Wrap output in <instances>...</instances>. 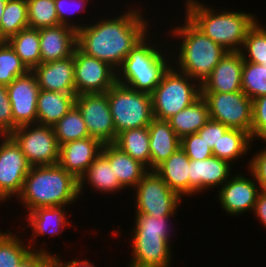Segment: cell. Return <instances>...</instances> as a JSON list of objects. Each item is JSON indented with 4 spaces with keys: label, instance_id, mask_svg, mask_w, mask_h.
Returning a JSON list of instances; mask_svg holds the SVG:
<instances>
[{
    "label": "cell",
    "instance_id": "cell-1",
    "mask_svg": "<svg viewBox=\"0 0 266 267\" xmlns=\"http://www.w3.org/2000/svg\"><path fill=\"white\" fill-rule=\"evenodd\" d=\"M141 11L136 4L119 16H102L86 24L77 30V48L117 70L129 51L150 31L151 22Z\"/></svg>",
    "mask_w": 266,
    "mask_h": 267
},
{
    "label": "cell",
    "instance_id": "cell-2",
    "mask_svg": "<svg viewBox=\"0 0 266 267\" xmlns=\"http://www.w3.org/2000/svg\"><path fill=\"white\" fill-rule=\"evenodd\" d=\"M78 198L79 180L55 164L31 166L17 201L30 212L41 207L73 206Z\"/></svg>",
    "mask_w": 266,
    "mask_h": 267
},
{
    "label": "cell",
    "instance_id": "cell-3",
    "mask_svg": "<svg viewBox=\"0 0 266 267\" xmlns=\"http://www.w3.org/2000/svg\"><path fill=\"white\" fill-rule=\"evenodd\" d=\"M199 0H184L186 16L199 30L227 51H240L248 30L256 23L253 13L238 10H219L200 3ZM206 4V5H205ZM217 9V10H216ZM219 10V11H218Z\"/></svg>",
    "mask_w": 266,
    "mask_h": 267
},
{
    "label": "cell",
    "instance_id": "cell-4",
    "mask_svg": "<svg viewBox=\"0 0 266 267\" xmlns=\"http://www.w3.org/2000/svg\"><path fill=\"white\" fill-rule=\"evenodd\" d=\"M184 19L182 25L170 27L167 31V35L180 42H177L178 50H174L177 57L172 56V64L177 70L202 84L228 51L207 37L186 16Z\"/></svg>",
    "mask_w": 266,
    "mask_h": 267
},
{
    "label": "cell",
    "instance_id": "cell-5",
    "mask_svg": "<svg viewBox=\"0 0 266 267\" xmlns=\"http://www.w3.org/2000/svg\"><path fill=\"white\" fill-rule=\"evenodd\" d=\"M150 33L137 42L117 69V83L149 94L160 84L164 73L172 65V55L165 54L168 48L158 46L155 38L150 39L153 32Z\"/></svg>",
    "mask_w": 266,
    "mask_h": 267
},
{
    "label": "cell",
    "instance_id": "cell-6",
    "mask_svg": "<svg viewBox=\"0 0 266 267\" xmlns=\"http://www.w3.org/2000/svg\"><path fill=\"white\" fill-rule=\"evenodd\" d=\"M200 96L201 84L177 70L172 64L151 93L153 117L168 120Z\"/></svg>",
    "mask_w": 266,
    "mask_h": 267
},
{
    "label": "cell",
    "instance_id": "cell-7",
    "mask_svg": "<svg viewBox=\"0 0 266 267\" xmlns=\"http://www.w3.org/2000/svg\"><path fill=\"white\" fill-rule=\"evenodd\" d=\"M117 135L128 129L148 127L153 117L151 94L115 83L107 92Z\"/></svg>",
    "mask_w": 266,
    "mask_h": 267
},
{
    "label": "cell",
    "instance_id": "cell-8",
    "mask_svg": "<svg viewBox=\"0 0 266 267\" xmlns=\"http://www.w3.org/2000/svg\"><path fill=\"white\" fill-rule=\"evenodd\" d=\"M133 190L135 214L159 218L160 215H176L179 212L182 198L154 170H149Z\"/></svg>",
    "mask_w": 266,
    "mask_h": 267
},
{
    "label": "cell",
    "instance_id": "cell-9",
    "mask_svg": "<svg viewBox=\"0 0 266 267\" xmlns=\"http://www.w3.org/2000/svg\"><path fill=\"white\" fill-rule=\"evenodd\" d=\"M10 136L19 145L31 166L58 164L60 146L53 127L23 125L17 127Z\"/></svg>",
    "mask_w": 266,
    "mask_h": 267
},
{
    "label": "cell",
    "instance_id": "cell-10",
    "mask_svg": "<svg viewBox=\"0 0 266 267\" xmlns=\"http://www.w3.org/2000/svg\"><path fill=\"white\" fill-rule=\"evenodd\" d=\"M206 101L210 119L229 128L241 129L251 136L252 99L243 91L233 93H201Z\"/></svg>",
    "mask_w": 266,
    "mask_h": 267
},
{
    "label": "cell",
    "instance_id": "cell-11",
    "mask_svg": "<svg viewBox=\"0 0 266 267\" xmlns=\"http://www.w3.org/2000/svg\"><path fill=\"white\" fill-rule=\"evenodd\" d=\"M0 202L17 198L31 165L10 135H0Z\"/></svg>",
    "mask_w": 266,
    "mask_h": 267
},
{
    "label": "cell",
    "instance_id": "cell-12",
    "mask_svg": "<svg viewBox=\"0 0 266 267\" xmlns=\"http://www.w3.org/2000/svg\"><path fill=\"white\" fill-rule=\"evenodd\" d=\"M76 95L106 93L117 82V70L88 56L77 47L73 53Z\"/></svg>",
    "mask_w": 266,
    "mask_h": 267
},
{
    "label": "cell",
    "instance_id": "cell-13",
    "mask_svg": "<svg viewBox=\"0 0 266 267\" xmlns=\"http://www.w3.org/2000/svg\"><path fill=\"white\" fill-rule=\"evenodd\" d=\"M75 105L83 116L90 137L99 139L103 144L115 142L117 133L107 93L76 95Z\"/></svg>",
    "mask_w": 266,
    "mask_h": 267
},
{
    "label": "cell",
    "instance_id": "cell-14",
    "mask_svg": "<svg viewBox=\"0 0 266 267\" xmlns=\"http://www.w3.org/2000/svg\"><path fill=\"white\" fill-rule=\"evenodd\" d=\"M232 175L218 190L217 200L222 210L230 216L242 215L248 211L253 213L260 186L250 173Z\"/></svg>",
    "mask_w": 266,
    "mask_h": 267
},
{
    "label": "cell",
    "instance_id": "cell-15",
    "mask_svg": "<svg viewBox=\"0 0 266 267\" xmlns=\"http://www.w3.org/2000/svg\"><path fill=\"white\" fill-rule=\"evenodd\" d=\"M34 73L29 70L7 85L13 122L16 127L37 124V97L39 93Z\"/></svg>",
    "mask_w": 266,
    "mask_h": 267
},
{
    "label": "cell",
    "instance_id": "cell-16",
    "mask_svg": "<svg viewBox=\"0 0 266 267\" xmlns=\"http://www.w3.org/2000/svg\"><path fill=\"white\" fill-rule=\"evenodd\" d=\"M243 64L244 59L240 51H228L201 84V93L242 91Z\"/></svg>",
    "mask_w": 266,
    "mask_h": 267
},
{
    "label": "cell",
    "instance_id": "cell-17",
    "mask_svg": "<svg viewBox=\"0 0 266 267\" xmlns=\"http://www.w3.org/2000/svg\"><path fill=\"white\" fill-rule=\"evenodd\" d=\"M232 167L234 168L228 161L216 156L190 160L189 196L207 192L210 188L219 189L232 176Z\"/></svg>",
    "mask_w": 266,
    "mask_h": 267
},
{
    "label": "cell",
    "instance_id": "cell-18",
    "mask_svg": "<svg viewBox=\"0 0 266 267\" xmlns=\"http://www.w3.org/2000/svg\"><path fill=\"white\" fill-rule=\"evenodd\" d=\"M103 143L86 137L60 145L58 164L79 180L89 165L101 154Z\"/></svg>",
    "mask_w": 266,
    "mask_h": 267
},
{
    "label": "cell",
    "instance_id": "cell-19",
    "mask_svg": "<svg viewBox=\"0 0 266 267\" xmlns=\"http://www.w3.org/2000/svg\"><path fill=\"white\" fill-rule=\"evenodd\" d=\"M131 238L130 263L149 267L172 266L173 249L161 235H132Z\"/></svg>",
    "mask_w": 266,
    "mask_h": 267
},
{
    "label": "cell",
    "instance_id": "cell-20",
    "mask_svg": "<svg viewBox=\"0 0 266 267\" xmlns=\"http://www.w3.org/2000/svg\"><path fill=\"white\" fill-rule=\"evenodd\" d=\"M41 90L75 93L74 57L40 63L31 70Z\"/></svg>",
    "mask_w": 266,
    "mask_h": 267
},
{
    "label": "cell",
    "instance_id": "cell-21",
    "mask_svg": "<svg viewBox=\"0 0 266 267\" xmlns=\"http://www.w3.org/2000/svg\"><path fill=\"white\" fill-rule=\"evenodd\" d=\"M67 206H56V207H41L30 212H25L27 218L25 219L28 226L33 232L32 237H30V241H28L29 246L32 248V251H42L45 253H49L46 247H35L32 245L35 240V237L39 238L41 235H49L53 238V236L57 237L62 234L63 230L66 226L70 227L72 224L69 220V216L67 214ZM28 213V215H27ZM68 216V218H66ZM34 247V248H33Z\"/></svg>",
    "mask_w": 266,
    "mask_h": 267
},
{
    "label": "cell",
    "instance_id": "cell-22",
    "mask_svg": "<svg viewBox=\"0 0 266 267\" xmlns=\"http://www.w3.org/2000/svg\"><path fill=\"white\" fill-rule=\"evenodd\" d=\"M41 63L72 56L77 47V31L66 25L39 29Z\"/></svg>",
    "mask_w": 266,
    "mask_h": 267
},
{
    "label": "cell",
    "instance_id": "cell-23",
    "mask_svg": "<svg viewBox=\"0 0 266 267\" xmlns=\"http://www.w3.org/2000/svg\"><path fill=\"white\" fill-rule=\"evenodd\" d=\"M150 140V170H154L180 148L181 138L168 120L153 118L148 126Z\"/></svg>",
    "mask_w": 266,
    "mask_h": 267
},
{
    "label": "cell",
    "instance_id": "cell-24",
    "mask_svg": "<svg viewBox=\"0 0 266 267\" xmlns=\"http://www.w3.org/2000/svg\"><path fill=\"white\" fill-rule=\"evenodd\" d=\"M101 153L109 160L120 185L133 190L142 177L149 171L143 164L123 152L114 143L103 145Z\"/></svg>",
    "mask_w": 266,
    "mask_h": 267
},
{
    "label": "cell",
    "instance_id": "cell-25",
    "mask_svg": "<svg viewBox=\"0 0 266 267\" xmlns=\"http://www.w3.org/2000/svg\"><path fill=\"white\" fill-rule=\"evenodd\" d=\"M190 159L181 147L154 171L182 199L189 196Z\"/></svg>",
    "mask_w": 266,
    "mask_h": 267
},
{
    "label": "cell",
    "instance_id": "cell-26",
    "mask_svg": "<svg viewBox=\"0 0 266 267\" xmlns=\"http://www.w3.org/2000/svg\"><path fill=\"white\" fill-rule=\"evenodd\" d=\"M89 184L91 189L100 194H116L123 191L117 176L114 174L109 160L101 153L88 167L86 173L79 179V197Z\"/></svg>",
    "mask_w": 266,
    "mask_h": 267
},
{
    "label": "cell",
    "instance_id": "cell-27",
    "mask_svg": "<svg viewBox=\"0 0 266 267\" xmlns=\"http://www.w3.org/2000/svg\"><path fill=\"white\" fill-rule=\"evenodd\" d=\"M76 94L39 90L37 124L53 127L75 104Z\"/></svg>",
    "mask_w": 266,
    "mask_h": 267
},
{
    "label": "cell",
    "instance_id": "cell-28",
    "mask_svg": "<svg viewBox=\"0 0 266 267\" xmlns=\"http://www.w3.org/2000/svg\"><path fill=\"white\" fill-rule=\"evenodd\" d=\"M210 119L206 101L200 96L194 103L168 119L174 132L180 137L197 133Z\"/></svg>",
    "mask_w": 266,
    "mask_h": 267
},
{
    "label": "cell",
    "instance_id": "cell-29",
    "mask_svg": "<svg viewBox=\"0 0 266 267\" xmlns=\"http://www.w3.org/2000/svg\"><path fill=\"white\" fill-rule=\"evenodd\" d=\"M251 142L253 143V140L248 132L229 128L218 141V145L213 147L212 153L213 156L226 160L232 165V162L235 164L236 160L248 155L247 153L252 150Z\"/></svg>",
    "mask_w": 266,
    "mask_h": 267
},
{
    "label": "cell",
    "instance_id": "cell-30",
    "mask_svg": "<svg viewBox=\"0 0 266 267\" xmlns=\"http://www.w3.org/2000/svg\"><path fill=\"white\" fill-rule=\"evenodd\" d=\"M114 144L150 170V140L148 127L125 130L117 135Z\"/></svg>",
    "mask_w": 266,
    "mask_h": 267
},
{
    "label": "cell",
    "instance_id": "cell-31",
    "mask_svg": "<svg viewBox=\"0 0 266 267\" xmlns=\"http://www.w3.org/2000/svg\"><path fill=\"white\" fill-rule=\"evenodd\" d=\"M6 42L29 70L41 63L39 29L27 27L8 38Z\"/></svg>",
    "mask_w": 266,
    "mask_h": 267
},
{
    "label": "cell",
    "instance_id": "cell-32",
    "mask_svg": "<svg viewBox=\"0 0 266 267\" xmlns=\"http://www.w3.org/2000/svg\"><path fill=\"white\" fill-rule=\"evenodd\" d=\"M29 27L26 0H7L0 25V41Z\"/></svg>",
    "mask_w": 266,
    "mask_h": 267
},
{
    "label": "cell",
    "instance_id": "cell-33",
    "mask_svg": "<svg viewBox=\"0 0 266 267\" xmlns=\"http://www.w3.org/2000/svg\"><path fill=\"white\" fill-rule=\"evenodd\" d=\"M19 234L0 230V267H17L31 252Z\"/></svg>",
    "mask_w": 266,
    "mask_h": 267
},
{
    "label": "cell",
    "instance_id": "cell-34",
    "mask_svg": "<svg viewBox=\"0 0 266 267\" xmlns=\"http://www.w3.org/2000/svg\"><path fill=\"white\" fill-rule=\"evenodd\" d=\"M59 146L78 139L90 137L83 116L74 104L53 126Z\"/></svg>",
    "mask_w": 266,
    "mask_h": 267
},
{
    "label": "cell",
    "instance_id": "cell-35",
    "mask_svg": "<svg viewBox=\"0 0 266 267\" xmlns=\"http://www.w3.org/2000/svg\"><path fill=\"white\" fill-rule=\"evenodd\" d=\"M240 52L244 61L266 67V26L257 20L248 30Z\"/></svg>",
    "mask_w": 266,
    "mask_h": 267
},
{
    "label": "cell",
    "instance_id": "cell-36",
    "mask_svg": "<svg viewBox=\"0 0 266 267\" xmlns=\"http://www.w3.org/2000/svg\"><path fill=\"white\" fill-rule=\"evenodd\" d=\"M134 216L132 235H161V237L172 244L171 238L173 236L171 233L173 232L171 229L173 227L170 222L173 220L170 219L174 218L175 215H160L159 218L147 214H135Z\"/></svg>",
    "mask_w": 266,
    "mask_h": 267
},
{
    "label": "cell",
    "instance_id": "cell-37",
    "mask_svg": "<svg viewBox=\"0 0 266 267\" xmlns=\"http://www.w3.org/2000/svg\"><path fill=\"white\" fill-rule=\"evenodd\" d=\"M28 23L31 28L60 25L54 0H26Z\"/></svg>",
    "mask_w": 266,
    "mask_h": 267
},
{
    "label": "cell",
    "instance_id": "cell-38",
    "mask_svg": "<svg viewBox=\"0 0 266 267\" xmlns=\"http://www.w3.org/2000/svg\"><path fill=\"white\" fill-rule=\"evenodd\" d=\"M29 71L6 41H0V84L9 85Z\"/></svg>",
    "mask_w": 266,
    "mask_h": 267
},
{
    "label": "cell",
    "instance_id": "cell-39",
    "mask_svg": "<svg viewBox=\"0 0 266 267\" xmlns=\"http://www.w3.org/2000/svg\"><path fill=\"white\" fill-rule=\"evenodd\" d=\"M242 91L252 100L266 95V67L244 61L242 67Z\"/></svg>",
    "mask_w": 266,
    "mask_h": 267
},
{
    "label": "cell",
    "instance_id": "cell-40",
    "mask_svg": "<svg viewBox=\"0 0 266 267\" xmlns=\"http://www.w3.org/2000/svg\"><path fill=\"white\" fill-rule=\"evenodd\" d=\"M54 1H55V8L57 10V17L61 25L72 27L76 31L86 25L84 23L81 24L82 22L79 23L77 19L75 23V19L74 18L72 19L71 16L79 14V12L80 13L85 12L87 10L85 7L86 6L88 7L89 0H54Z\"/></svg>",
    "mask_w": 266,
    "mask_h": 267
},
{
    "label": "cell",
    "instance_id": "cell-41",
    "mask_svg": "<svg viewBox=\"0 0 266 267\" xmlns=\"http://www.w3.org/2000/svg\"><path fill=\"white\" fill-rule=\"evenodd\" d=\"M251 138L266 141V95L252 100Z\"/></svg>",
    "mask_w": 266,
    "mask_h": 267
},
{
    "label": "cell",
    "instance_id": "cell-42",
    "mask_svg": "<svg viewBox=\"0 0 266 267\" xmlns=\"http://www.w3.org/2000/svg\"><path fill=\"white\" fill-rule=\"evenodd\" d=\"M180 147L190 160H204L213 156L212 149L198 133L182 137Z\"/></svg>",
    "mask_w": 266,
    "mask_h": 267
},
{
    "label": "cell",
    "instance_id": "cell-43",
    "mask_svg": "<svg viewBox=\"0 0 266 267\" xmlns=\"http://www.w3.org/2000/svg\"><path fill=\"white\" fill-rule=\"evenodd\" d=\"M16 128L7 86L0 84V135H10Z\"/></svg>",
    "mask_w": 266,
    "mask_h": 267
},
{
    "label": "cell",
    "instance_id": "cell-44",
    "mask_svg": "<svg viewBox=\"0 0 266 267\" xmlns=\"http://www.w3.org/2000/svg\"><path fill=\"white\" fill-rule=\"evenodd\" d=\"M263 147L257 153H254L251 160H248L246 168L254 176L260 186V190L266 191V145Z\"/></svg>",
    "mask_w": 266,
    "mask_h": 267
},
{
    "label": "cell",
    "instance_id": "cell-45",
    "mask_svg": "<svg viewBox=\"0 0 266 267\" xmlns=\"http://www.w3.org/2000/svg\"><path fill=\"white\" fill-rule=\"evenodd\" d=\"M228 129V126L209 119L197 133L206 142V144L213 149L214 146L218 145V141Z\"/></svg>",
    "mask_w": 266,
    "mask_h": 267
},
{
    "label": "cell",
    "instance_id": "cell-46",
    "mask_svg": "<svg viewBox=\"0 0 266 267\" xmlns=\"http://www.w3.org/2000/svg\"><path fill=\"white\" fill-rule=\"evenodd\" d=\"M253 213L258 221L266 228V191L261 190L258 194Z\"/></svg>",
    "mask_w": 266,
    "mask_h": 267
},
{
    "label": "cell",
    "instance_id": "cell-47",
    "mask_svg": "<svg viewBox=\"0 0 266 267\" xmlns=\"http://www.w3.org/2000/svg\"><path fill=\"white\" fill-rule=\"evenodd\" d=\"M17 267H45V252L32 251Z\"/></svg>",
    "mask_w": 266,
    "mask_h": 267
},
{
    "label": "cell",
    "instance_id": "cell-48",
    "mask_svg": "<svg viewBox=\"0 0 266 267\" xmlns=\"http://www.w3.org/2000/svg\"><path fill=\"white\" fill-rule=\"evenodd\" d=\"M45 267H71V262L61 259L58 254L45 253Z\"/></svg>",
    "mask_w": 266,
    "mask_h": 267
},
{
    "label": "cell",
    "instance_id": "cell-49",
    "mask_svg": "<svg viewBox=\"0 0 266 267\" xmlns=\"http://www.w3.org/2000/svg\"><path fill=\"white\" fill-rule=\"evenodd\" d=\"M70 262H71V267H96L93 262H91L86 258L83 260L82 259L78 260V258L77 259L75 258Z\"/></svg>",
    "mask_w": 266,
    "mask_h": 267
},
{
    "label": "cell",
    "instance_id": "cell-50",
    "mask_svg": "<svg viewBox=\"0 0 266 267\" xmlns=\"http://www.w3.org/2000/svg\"><path fill=\"white\" fill-rule=\"evenodd\" d=\"M7 0H0V25H1V18L3 15V10L6 5Z\"/></svg>",
    "mask_w": 266,
    "mask_h": 267
},
{
    "label": "cell",
    "instance_id": "cell-51",
    "mask_svg": "<svg viewBox=\"0 0 266 267\" xmlns=\"http://www.w3.org/2000/svg\"><path fill=\"white\" fill-rule=\"evenodd\" d=\"M129 265H127V267H149V266H139V265H135L133 263H128Z\"/></svg>",
    "mask_w": 266,
    "mask_h": 267
}]
</instances>
